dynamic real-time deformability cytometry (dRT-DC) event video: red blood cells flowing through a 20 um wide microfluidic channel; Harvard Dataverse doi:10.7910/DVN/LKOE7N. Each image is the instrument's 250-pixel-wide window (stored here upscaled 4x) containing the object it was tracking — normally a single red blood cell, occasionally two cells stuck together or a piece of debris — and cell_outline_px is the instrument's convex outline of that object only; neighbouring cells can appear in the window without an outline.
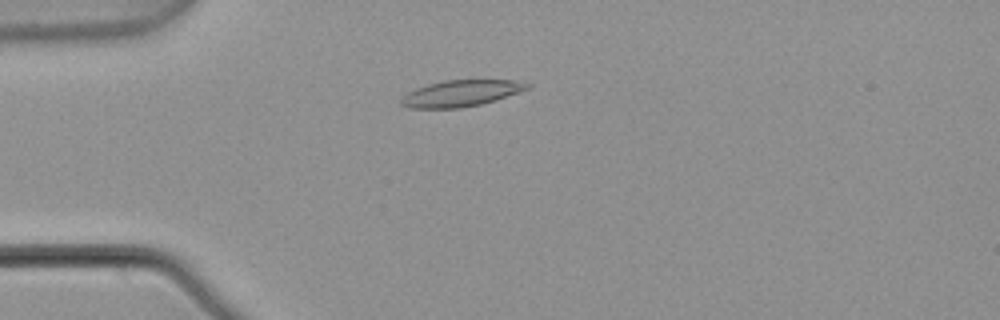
{"species": "common noctule bat (a hibernating species)", "species_latin": "Nyctalus noctula", "temperature_condition": "warm", "stored_images_in_passage": 5, "camera_frame_rate_fps": 3000, "um_per_image_px": 0.085, "animal": {"sex": "male", "body_mass_g": 21.5, "forearm_length_mm": 52.0}, "frame": {"image": 1, "passage_image": 4, "time_ms": 1.0, "image_size_px": [1000, 320], "cell_outline_px": [[532, 88], [496, 100], [480, 104], [460, 108], [408, 108], [400, 104], [400, 100], [408, 92], [416, 88], [428, 84], [444, 80], [524, 80], [532, 84]], "centroid_in_image_um": [39.25, 7.92], "position_along_channel_um": 45.7, "area_um2": 19.59}}
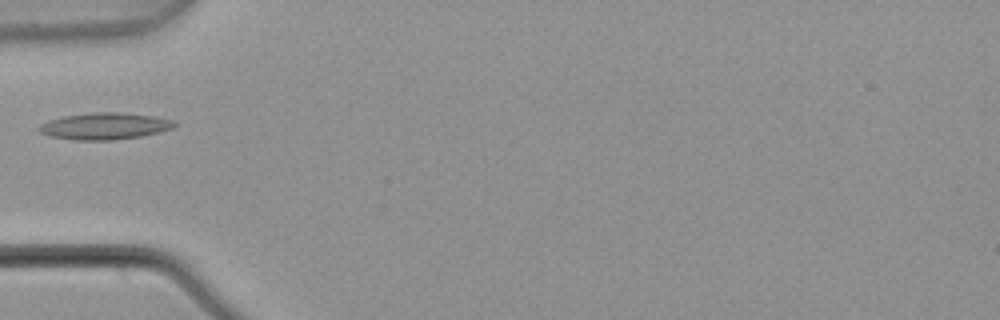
{"frame": {"image": 2, "passage_image": 5, "time_ms": 1.333, "image_size_px": [1000, 320], "cell_outline_px": [[176, 124], [172, 128], [160, 132], [140, 136], [112, 140], [76, 140], [48, 136], [40, 132], [36, 128], [40, 124], [48, 120], [64, 116], [92, 112], [120, 112], [152, 116], [172, 120]], "centroid_in_image_um": [8.84, 10.72], "position_along_channel_um": 76.2, "area_um2": 21.04}}